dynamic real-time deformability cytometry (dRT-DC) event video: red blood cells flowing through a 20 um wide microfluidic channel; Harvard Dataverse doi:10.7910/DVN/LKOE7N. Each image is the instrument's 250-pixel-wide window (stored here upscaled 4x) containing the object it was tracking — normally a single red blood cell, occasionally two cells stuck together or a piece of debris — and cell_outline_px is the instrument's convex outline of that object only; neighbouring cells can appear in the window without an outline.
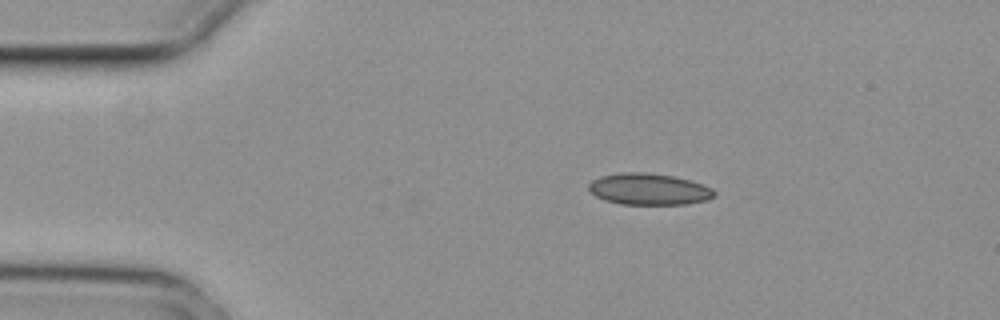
{"species": "common noctule bat (a hibernating species)", "species_latin": "Nyctalus noctula", "temperature_condition": "cold", "stored_images_in_passage": 3, "camera_frame_rate_fps": 3000, "um_per_image_px": 0.085, "animal": {"sex": "female", "body_mass_g": 29.2, "forearm_length_mm": 56.3}, "frame": {"image": 1, "passage_image": 1, "time_ms": 0.0, "image_size_px": [1000, 320], "cell_outline_px": [[716, 196], [704, 200], [684, 204], [620, 204], [604, 200], [588, 192], [588, 184], [592, 180], [600, 176], [620, 172], [644, 172], [672, 176], [704, 184], [712, 188], [716, 192]], "centroid_in_image_um": [55.11, 16.07], "position_along_channel_um": 29.9, "area_um2": 23.12}}
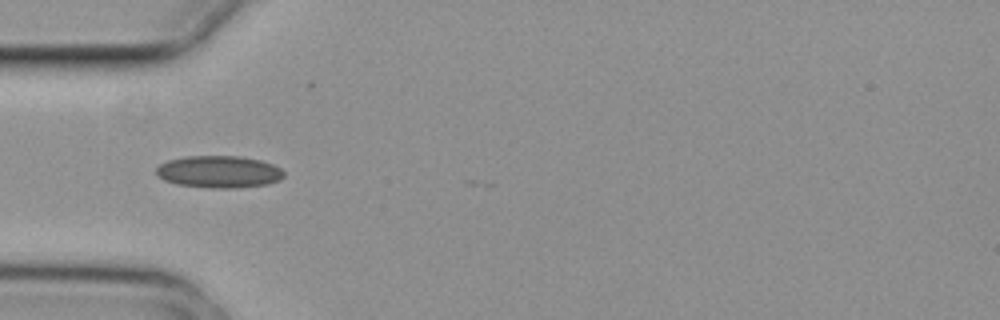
{"frame": {"image": 2, "passage_image": 2, "time_ms": 0.333, "image_size_px": [1000, 320], "cell_outline_px": [[284, 176], [280, 180], [268, 184], [236, 188], [208, 188], [176, 184], [164, 180], [156, 176], [156, 168], [160, 164], [168, 160], [184, 156], [240, 156], [260, 160], [272, 164], [280, 168], [284, 172]], "centroid_in_image_um": [18.59, 14.6], "position_along_channel_um": 66.4, "area_um2": 24.1}}
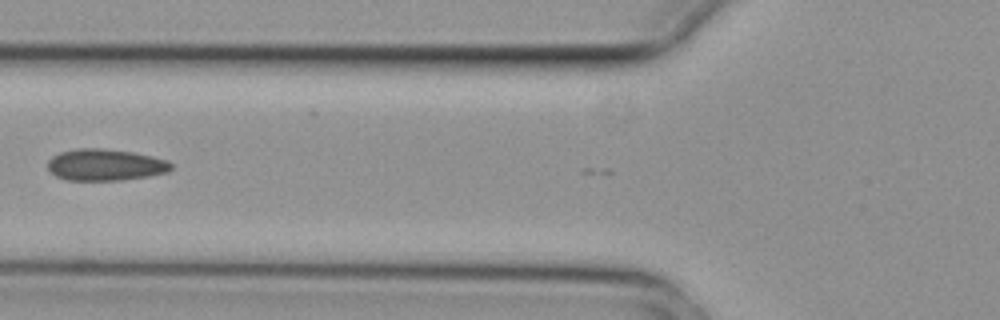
{"frame": {"image": 3, "passage_image": 3, "time_ms": 0.667, "image_size_px": [1000, 320], "cell_outline_px": [[172, 168], [168, 172], [148, 176], [120, 180], [68, 180], [56, 176], [48, 168], [48, 160], [52, 156], [60, 152], [76, 148], [100, 148], [132, 152], [152, 156], [168, 160], [172, 164]], "centroid_in_image_um": [8.95, 14.0], "position_along_channel_um": 116.8, "area_um2": 22.72}}